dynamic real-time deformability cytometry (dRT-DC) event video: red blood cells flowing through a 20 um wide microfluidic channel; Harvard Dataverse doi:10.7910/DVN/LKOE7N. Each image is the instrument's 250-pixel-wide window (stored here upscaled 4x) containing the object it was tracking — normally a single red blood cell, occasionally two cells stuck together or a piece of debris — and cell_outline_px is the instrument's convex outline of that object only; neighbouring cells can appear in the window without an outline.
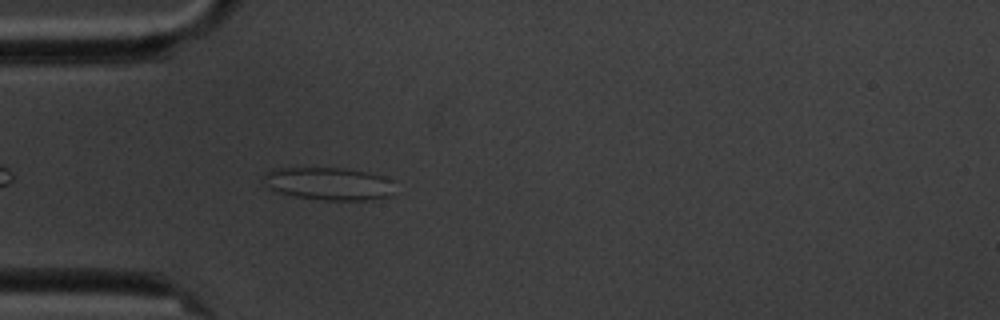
{"species": "common noctule bat (a hibernating species)", "species_latin": "Nyctalus noctula", "temperature_condition": "cold", "stored_images_in_passage": 4, "camera_frame_rate_fps": 3000, "um_per_image_px": 0.085, "animal": {"sex": "male", "body_mass_g": 20.1, "forearm_length_mm": 53.5}, "frame": {"image": 1, "passage_image": 4, "time_ms": 4.333, "image_size_px": [1000, 320], "cell_outline_px": [[396, 180], [388, 196], [368, 200], [324, 200], [296, 196], [280, 192], [272, 188], [268, 184], [264, 176], [272, 168], [344, 168], [384, 176]], "centroid_in_image_um": [28.01, 15.6], "position_along_channel_um": 57.0, "area_um2": 24.62}}